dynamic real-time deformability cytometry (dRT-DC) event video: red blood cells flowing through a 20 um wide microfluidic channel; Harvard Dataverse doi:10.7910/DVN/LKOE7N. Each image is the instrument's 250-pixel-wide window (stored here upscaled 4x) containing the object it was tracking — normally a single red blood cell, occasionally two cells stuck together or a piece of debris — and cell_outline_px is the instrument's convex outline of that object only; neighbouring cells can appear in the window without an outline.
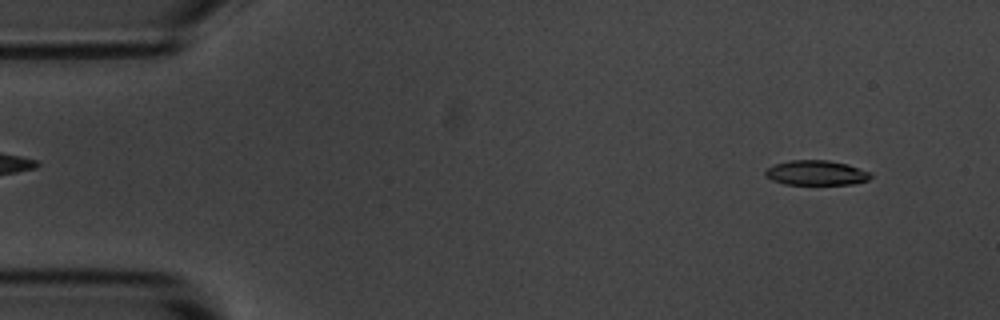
{"species": "common noctule bat (a hibernating species)", "species_latin": "Nyctalus noctula", "temperature_condition": "room temperature", "stored_images_in_passage": 53, "camera_frame_rate_fps": 3000, "um_per_image_px": 0.085, "animal": {"sex": "male", "body_mass_g": 20.1, "forearm_length_mm": 53.5}, "frame": {"image": 1, "passage_image": 4, "time_ms": 1.0, "image_size_px": [1000, 320], "cell_outline_px": [[872, 176], [868, 180], [852, 184], [784, 184], [772, 180], [764, 176], [764, 172], [768, 168], [776, 164], [788, 160], [828, 160], [848, 164], [872, 172]], "centroid_in_image_um": [69.39, 14.69], "position_along_channel_um": 15.6, "area_um2": 15.32}}
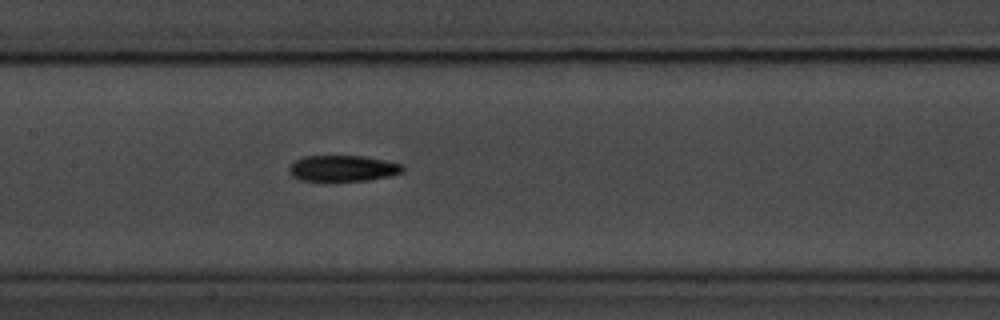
{"frame": {"image": 2, "passage_image": 25, "time_ms": 8.0, "image_size_px": [1000, 320], "cell_outline_px": [[404, 172], [392, 176], [368, 180], [324, 184], [300, 180], [292, 176], [288, 172], [288, 168], [296, 160], [304, 156], [364, 156], [404, 164]], "centroid_in_image_um": [29.13, 14.36], "position_along_channel_um": 178.3, "area_um2": 18.21}}
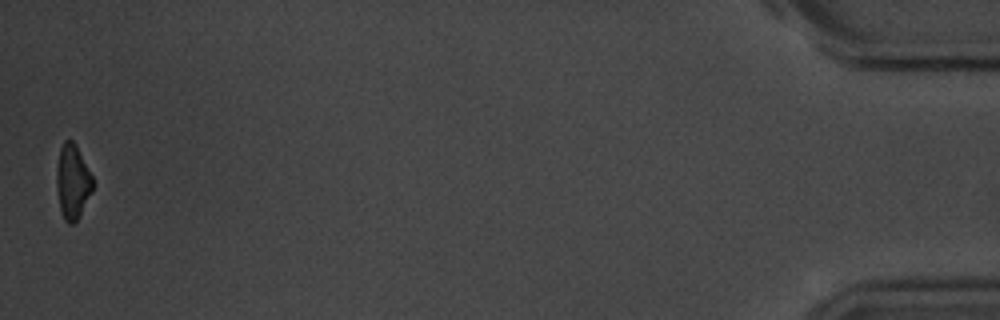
{"frame": {"image": 3, "passage_image": 53, "time_ms": 17.333, "image_size_px": [1000, 320], "cell_outline_px": [[92, 192], [76, 220], [72, 224], [68, 224], [64, 220], [60, 208], [56, 188], [56, 172], [60, 148], [64, 140], [72, 140], [76, 144], [92, 176]], "centroid_in_image_um": [6.15, 15.43], "position_along_channel_um": 429.1, "area_um2": 15.55}, "authors_computed_cell_mechanics": {"area_um2": 16.9354, "velocity_mm_per_s": 3.7086, "shape_relaxation_time_tau1_ms": 2.6859, "shape_relaxation_time_tau2_ms": null, "deformation_change_tau1": 0.1463, "deformation_change_tau2": null}}